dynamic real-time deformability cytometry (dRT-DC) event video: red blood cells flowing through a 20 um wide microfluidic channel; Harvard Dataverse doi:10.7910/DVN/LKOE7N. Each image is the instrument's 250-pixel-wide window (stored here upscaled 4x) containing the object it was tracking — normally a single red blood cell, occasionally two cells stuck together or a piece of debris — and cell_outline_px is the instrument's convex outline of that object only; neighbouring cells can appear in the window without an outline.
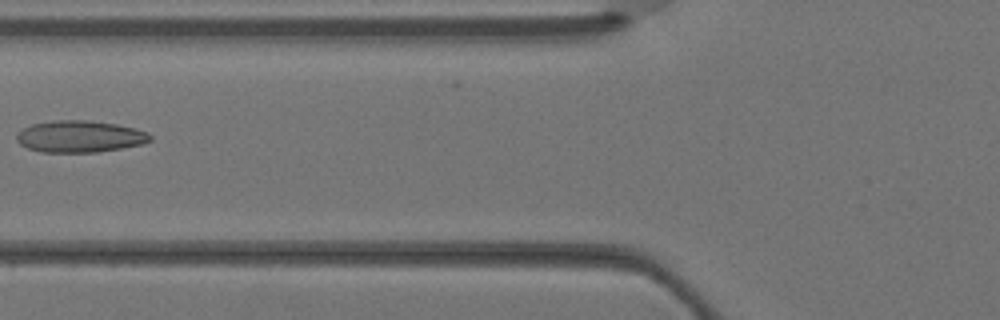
{"species": "Egyptian fruit bat (a non-hibernating species)", "species_latin": "Rousettus aegyptiacus", "temperature_condition": "warm", "stored_images_in_passage": 3, "camera_frame_rate_fps": 3000, "um_per_image_px": 0.085, "animal": {"sex": "female"}, "frame": {"image": 1, "passage_image": 3, "time_ms": 0.667, "image_size_px": [1000, 320], "cell_outline_px": [[152, 140], [144, 144], [96, 152], [40, 152], [28, 148], [20, 144], [16, 140], [16, 136], [24, 128], [32, 124], [56, 120], [88, 120], [116, 124], [148, 132], [152, 136]], "centroid_in_image_um": [6.8, 11.6], "position_along_channel_um": 119.0, "area_um2": 24.62}}